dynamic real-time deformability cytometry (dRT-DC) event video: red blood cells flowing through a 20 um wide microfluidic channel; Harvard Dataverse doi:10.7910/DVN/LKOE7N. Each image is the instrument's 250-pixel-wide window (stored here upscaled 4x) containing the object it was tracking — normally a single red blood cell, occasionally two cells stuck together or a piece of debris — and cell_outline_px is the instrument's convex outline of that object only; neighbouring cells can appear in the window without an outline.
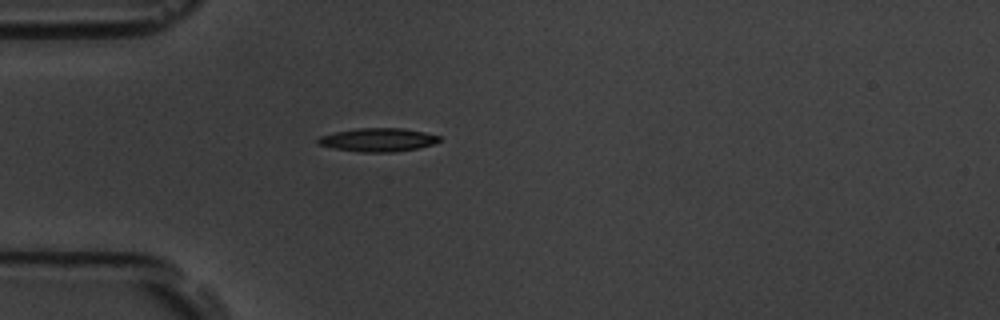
{"species": "common noctule bat (a hibernating species)", "species_latin": "Nyctalus noctula", "temperature_condition": "room temperature", "stored_images_in_passage": 1, "camera_frame_rate_fps": 3000, "um_per_image_px": 0.085, "animal": {"sex": "male", "body_mass_g": 19.5, "forearm_length_mm": 54.6}, "frame": {"image": 1, "passage_image": 1, "time_ms": 0.0, "image_size_px": [1000, 320], "cell_outline_px": [[440, 140], [432, 144], [416, 148], [396, 152], [360, 152], [332, 148], [316, 144], [316, 140], [320, 136], [336, 132], [360, 128], [404, 128], [424, 132], [440, 136]], "centroid_in_image_um": [32.09, 11.89], "position_along_channel_um": 52.9, "area_um2": 16.53}}